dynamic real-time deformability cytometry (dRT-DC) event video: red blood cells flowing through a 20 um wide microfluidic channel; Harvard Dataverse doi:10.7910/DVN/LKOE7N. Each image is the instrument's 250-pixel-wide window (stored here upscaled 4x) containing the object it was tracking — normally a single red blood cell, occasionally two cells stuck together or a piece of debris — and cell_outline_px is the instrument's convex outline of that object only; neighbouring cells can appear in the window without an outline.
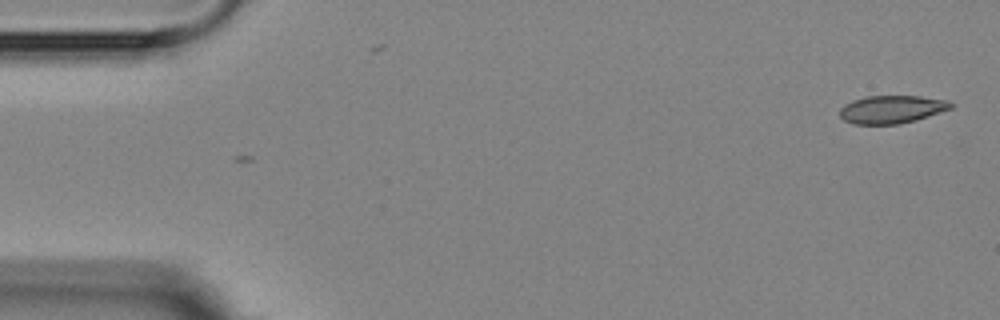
{"species": "Egyptian fruit bat (a non-hibernating species)", "species_latin": "Rousettus aegyptiacus", "temperature_condition": "room temperature", "stored_images_in_passage": 4, "camera_frame_rate_fps": 3000, "um_per_image_px": 0.085, "animal": {"sex": "female"}, "frame": {"image": 1, "passage_image": 1, "time_ms": 0.0, "image_size_px": [1000, 320], "cell_outline_px": [[956, 104], [952, 108], [916, 120], [900, 124], [852, 124], [844, 120], [840, 116], [840, 108], [844, 104], [852, 100], [868, 96], [920, 96], [948, 100]], "centroid_in_image_um": [75.81, 9.29], "position_along_channel_um": 9.2, "area_um2": 18.21}}